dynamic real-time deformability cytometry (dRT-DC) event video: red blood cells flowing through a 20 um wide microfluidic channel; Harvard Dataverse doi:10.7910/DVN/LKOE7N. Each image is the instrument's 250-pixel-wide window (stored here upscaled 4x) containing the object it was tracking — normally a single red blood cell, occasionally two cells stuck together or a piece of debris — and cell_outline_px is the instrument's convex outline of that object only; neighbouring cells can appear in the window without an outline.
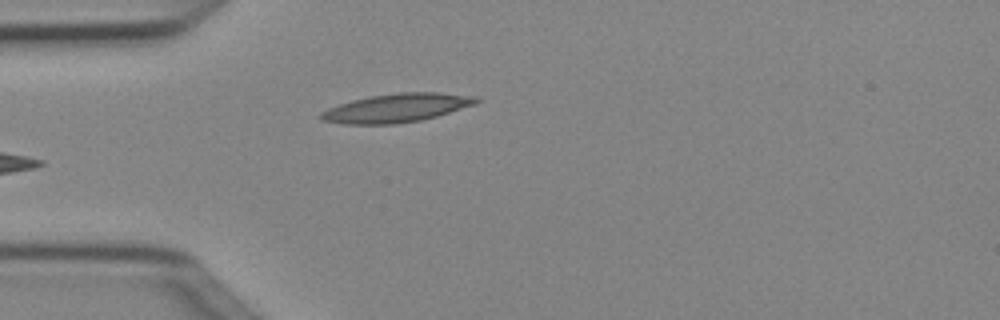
{"species": "Egyptian fruit bat (a non-hibernating species)", "species_latin": "Rousettus aegyptiacus", "temperature_condition": "cold", "stored_images_in_passage": 5, "camera_frame_rate_fps": 3000, "um_per_image_px": 0.085, "animal": {"sex": "female"}, "frame": {"image": 1, "passage_image": 5, "time_ms": 1.333, "image_size_px": [1000, 320], "cell_outline_px": [[484, 100], [476, 104], [436, 116], [420, 120], [396, 124], [344, 124], [320, 120], [316, 116], [320, 112], [328, 108], [352, 100], [368, 96], [400, 92], [440, 92], [480, 96]], "centroid_in_image_um": [33.74, 9.16], "position_along_channel_um": 51.3, "area_um2": 26.3}}